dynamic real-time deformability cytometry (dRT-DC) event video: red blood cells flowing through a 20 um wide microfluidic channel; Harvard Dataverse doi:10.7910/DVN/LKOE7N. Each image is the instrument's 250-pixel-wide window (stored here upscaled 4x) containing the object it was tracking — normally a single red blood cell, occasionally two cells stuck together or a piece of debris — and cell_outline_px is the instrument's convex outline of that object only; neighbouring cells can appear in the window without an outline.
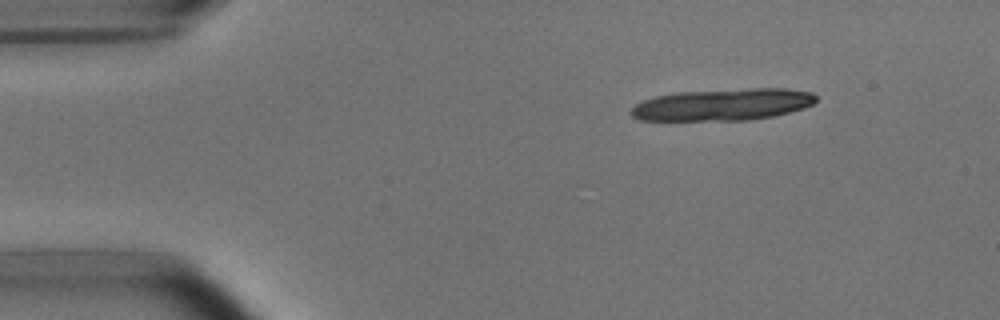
{"species": "common noctule bat (a hibernating species)", "species_latin": "Nyctalus noctula", "temperature_condition": "room temperature", "stored_images_in_passage": 2, "camera_frame_rate_fps": 3000, "um_per_image_px": 0.085, "animal": {"sex": "male", "body_mass_g": 15.6}, "frame": {"image": 1, "passage_image": 2, "time_ms": 2.0, "image_size_px": [1000, 320], "cell_outline_px": [[816, 100], [812, 104], [804, 108], [772, 116], [748, 120], [640, 120], [632, 116], [628, 112], [636, 104], [644, 100], [656, 96], [676, 92], [748, 88], [788, 88], [812, 92], [816, 96]], "centroid_in_image_um": [61.44, 8.88], "position_along_channel_um": 23.6, "area_um2": 34.39}}